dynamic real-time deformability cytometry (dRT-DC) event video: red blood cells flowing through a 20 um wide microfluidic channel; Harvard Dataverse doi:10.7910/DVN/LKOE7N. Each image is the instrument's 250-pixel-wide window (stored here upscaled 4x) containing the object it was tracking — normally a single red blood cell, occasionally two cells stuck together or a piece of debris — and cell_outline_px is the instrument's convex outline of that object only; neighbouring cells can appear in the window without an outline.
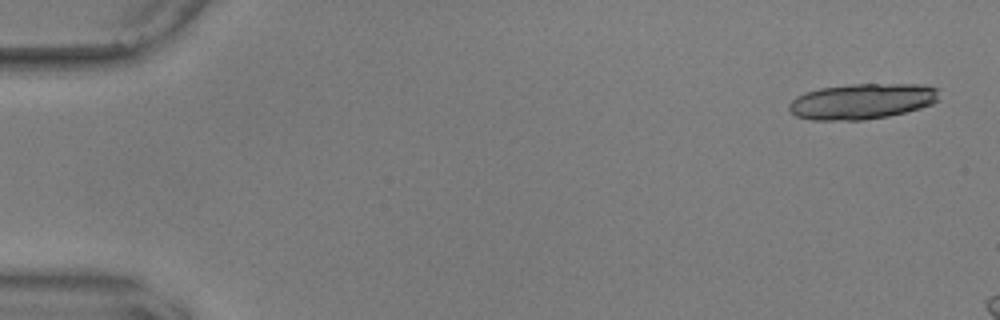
{"species": "common noctule bat (a hibernating species)", "species_latin": "Nyctalus noctula", "temperature_condition": "warm", "stored_images_in_passage": 8, "camera_frame_rate_fps": 3000, "um_per_image_px": 0.085, "animal": {"sex": "male", "body_mass_g": 17.9, "forearm_length_mm": 54.2}, "frame": {"image": 1, "passage_image": 1, "time_ms": 0.0, "image_size_px": [1000, 320], "cell_outline_px": [[940, 100], [932, 104], [920, 108], [888, 116], [864, 120], [812, 120], [796, 116], [788, 108], [788, 104], [796, 96], [804, 92], [820, 88], [852, 84], [924, 84], [940, 88]], "centroid_in_image_um": [73.31, 8.6], "position_along_channel_um": 11.7, "area_um2": 31.5}}